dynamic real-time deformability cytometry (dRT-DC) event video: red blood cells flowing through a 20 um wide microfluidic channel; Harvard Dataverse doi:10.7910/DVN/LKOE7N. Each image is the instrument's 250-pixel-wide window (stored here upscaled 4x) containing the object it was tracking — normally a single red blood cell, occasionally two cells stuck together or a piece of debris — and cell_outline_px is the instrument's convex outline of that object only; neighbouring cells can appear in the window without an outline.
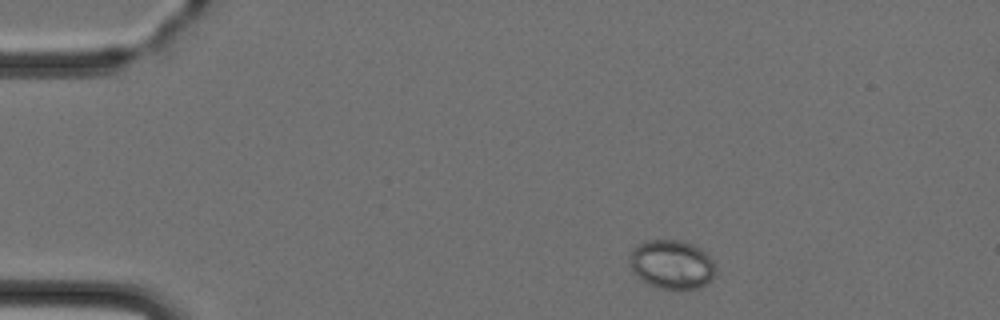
{"species": "Egyptian fruit bat (a non-hibernating species)", "species_latin": "Rousettus aegyptiacus", "temperature_condition": "cold", "stored_images_in_passage": 3, "camera_frame_rate_fps": 3000, "um_per_image_px": 0.085, "animal": {"sex": "female"}, "frame": {"image": 1, "passage_image": 1, "time_ms": 0.0, "image_size_px": [1000, 320], "cell_outline_px": [[712, 276], [704, 284], [696, 288], [680, 292], [676, 292], [660, 288], [648, 284], [632, 268], [628, 256], [640, 244], [648, 240], [680, 240], [692, 244], [700, 248], [712, 260]], "centroid_in_image_um": [57.09, 22.5], "position_along_channel_um": 27.9, "area_um2": 24.1}}